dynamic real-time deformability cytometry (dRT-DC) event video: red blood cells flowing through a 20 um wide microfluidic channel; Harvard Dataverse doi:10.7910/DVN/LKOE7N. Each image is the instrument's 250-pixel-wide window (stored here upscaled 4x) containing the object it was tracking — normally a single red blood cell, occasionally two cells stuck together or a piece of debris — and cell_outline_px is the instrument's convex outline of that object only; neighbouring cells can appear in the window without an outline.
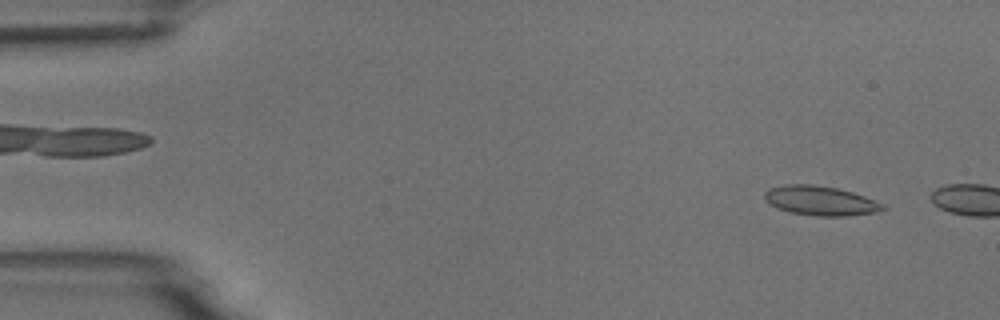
{"species": "common noctule bat (a hibernating species)", "species_latin": "Nyctalus noctula", "temperature_condition": "room temperature", "stored_images_in_passage": 2, "camera_frame_rate_fps": 3000, "um_per_image_px": 0.085, "animal": {"sex": "male", "body_mass_g": 18.8}, "frame": {"image": 1, "passage_image": 1, "time_ms": 0.0, "image_size_px": [1000, 320], "cell_outline_px": [[888, 208], [876, 212], [848, 216], [816, 216], [792, 212], [776, 208], [764, 200], [764, 192], [768, 188], [784, 184], [812, 184], [836, 188], [852, 192], [864, 196], [884, 204]], "centroid_in_image_um": [69.72, 17.06], "position_along_channel_um": 15.3, "area_um2": 20.4}}